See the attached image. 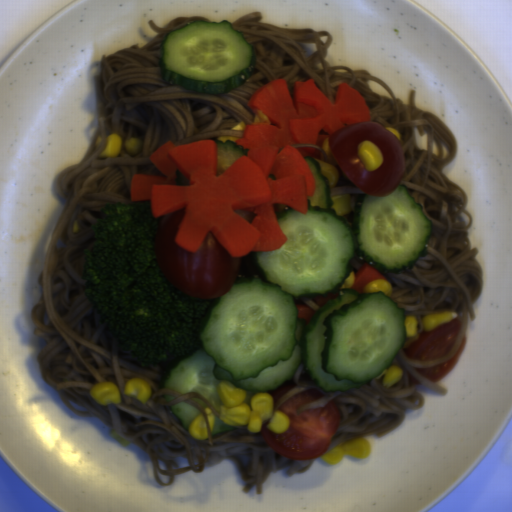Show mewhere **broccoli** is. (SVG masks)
Here are the masks:
<instances>
[{"mask_svg": "<svg viewBox=\"0 0 512 512\" xmlns=\"http://www.w3.org/2000/svg\"><path fill=\"white\" fill-rule=\"evenodd\" d=\"M183 209L155 217L151 200L103 207L91 230L95 243L84 250L81 276L107 335L141 365L165 370L199 344L214 301L182 293L157 264L155 231Z\"/></svg>", "mask_w": 512, "mask_h": 512, "instance_id": "obj_1", "label": "broccoli"}]
</instances>
